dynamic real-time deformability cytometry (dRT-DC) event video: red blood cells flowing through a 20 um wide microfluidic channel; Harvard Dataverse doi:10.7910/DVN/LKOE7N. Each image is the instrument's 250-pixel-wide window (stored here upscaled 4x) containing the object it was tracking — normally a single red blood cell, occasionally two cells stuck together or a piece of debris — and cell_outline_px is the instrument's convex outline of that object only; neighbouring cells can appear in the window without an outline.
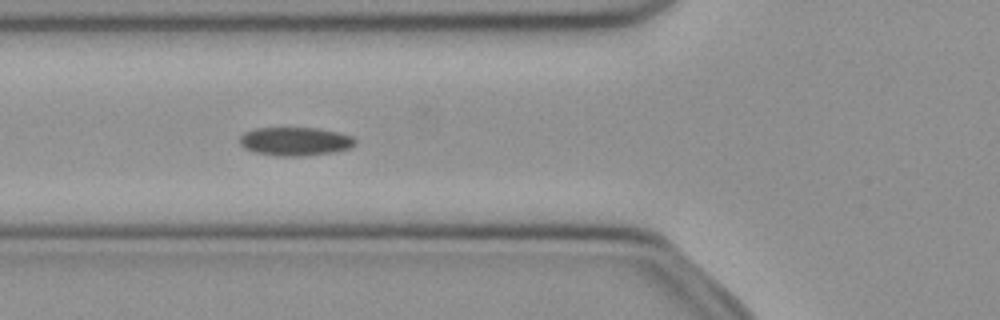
{"species": "common noctule bat (a hibernating species)", "species_latin": "Nyctalus noctula", "temperature_condition": "cold", "stored_images_in_passage": 39, "camera_frame_rate_fps": 3000, "um_per_image_px": 0.085, "animal": {"sex": "female", "body_mass_g": 21.9}, "frame": {"image": 1, "passage_image": 6, "time_ms": 1.667, "image_size_px": [1000, 320], "cell_outline_px": [[356, 144], [348, 148], [332, 152], [304, 156], [276, 156], [252, 152], [244, 148], [240, 144], [240, 136], [244, 132], [256, 128], [320, 128], [352, 136], [356, 140]], "centroid_in_image_um": [25.06, 12.02], "position_along_channel_um": 100.7, "area_um2": 19.25}}
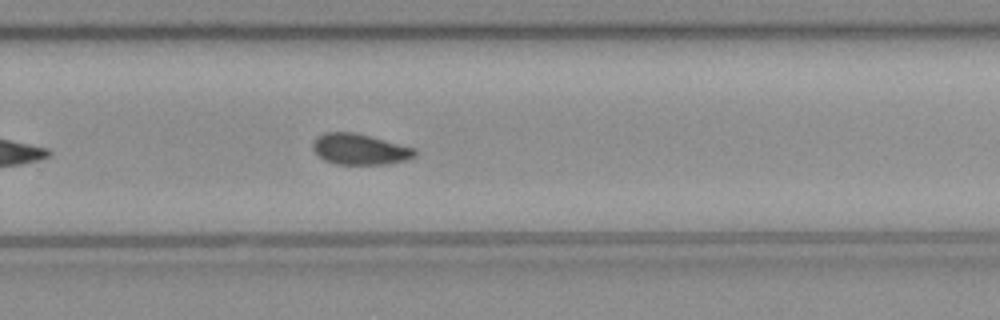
{"frame": {"image": 2, "passage_image": 21, "time_ms": 6.667, "image_size_px": [1000, 320], "cell_outline_px": [[416, 156], [408, 160], [388, 164], [336, 164], [324, 160], [312, 148], [312, 144], [316, 136], [324, 132], [352, 132], [416, 148]], "centroid_in_image_um": [30.58, 12.69], "position_along_channel_um": 299.2, "area_um2": 18.32}}
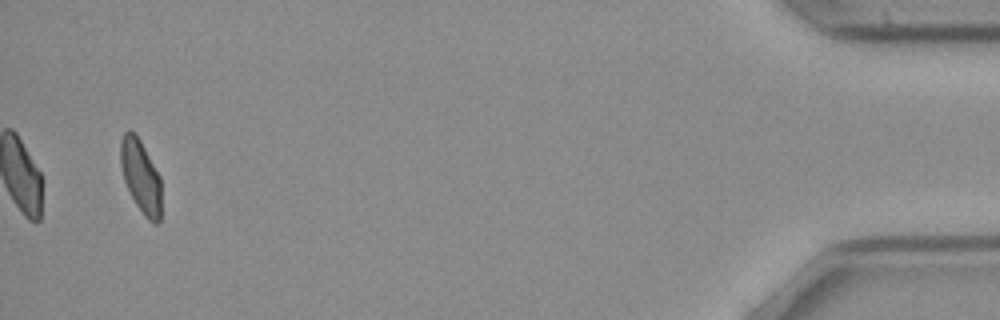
{"frame": {"image": 3, "passage_image": 37, "time_ms": 12.0, "image_size_px": [1000, 320], "cell_outline_px": [[160, 220], [156, 224], [148, 220], [144, 216], [136, 204], [124, 180], [120, 164], [120, 140], [124, 132], [136, 132], [160, 176]], "centroid_in_image_um": [11.95, 14.97], "position_along_channel_um": 423.2, "area_um2": 17.22}, "authors_computed_cell_mechanics": {"area_um2": 18.6116, "velocity_mm_per_s": 3.9693, "shape_relaxation_time_tau1_ms": 7.6217, "shape_relaxation_time_tau2_ms": 6.0556, "deformation_change_tau1": 0.1559, "deformation_change_tau2": 0.1053}}